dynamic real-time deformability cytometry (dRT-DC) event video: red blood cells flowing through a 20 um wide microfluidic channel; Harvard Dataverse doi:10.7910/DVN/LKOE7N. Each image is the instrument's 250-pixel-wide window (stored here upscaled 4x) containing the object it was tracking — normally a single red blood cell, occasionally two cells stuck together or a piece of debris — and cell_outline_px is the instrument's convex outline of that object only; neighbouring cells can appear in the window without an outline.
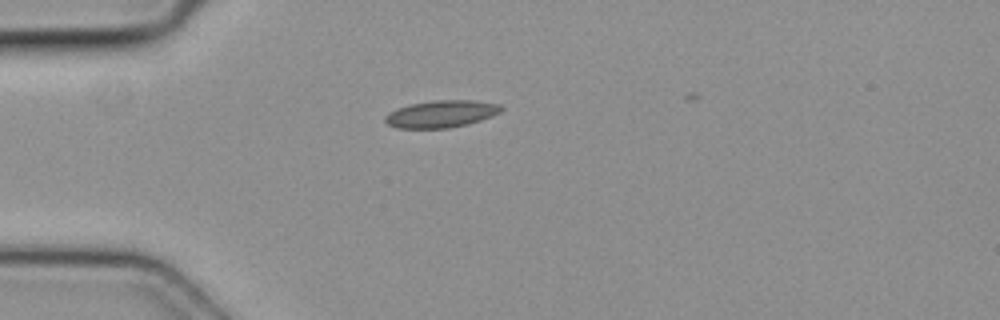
{"species": "common noctule bat (a hibernating species)", "species_latin": "Nyctalus noctula", "temperature_condition": "cold", "stored_images_in_passage": 1, "camera_frame_rate_fps": 3000, "um_per_image_px": 0.085, "animal": {"sex": "female", "body_mass_g": 19.3, "forearm_length_mm": 54.1}, "frame": {"image": 1, "passage_image": 1, "time_ms": 0.0, "image_size_px": [1000, 320], "cell_outline_px": [[504, 108], [500, 112], [492, 116], [468, 124], [448, 128], [396, 128], [388, 124], [384, 120], [384, 116], [400, 108], [412, 104], [436, 100], [476, 100], [500, 104]], "centroid_in_image_um": [37.56, 9.68], "position_along_channel_um": 47.4, "area_um2": 18.21}}